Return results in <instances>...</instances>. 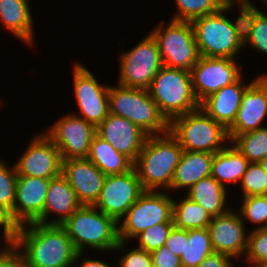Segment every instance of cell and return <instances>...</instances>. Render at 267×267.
<instances>
[{
  "label": "cell",
  "mask_w": 267,
  "mask_h": 267,
  "mask_svg": "<svg viewBox=\"0 0 267 267\" xmlns=\"http://www.w3.org/2000/svg\"><path fill=\"white\" fill-rule=\"evenodd\" d=\"M218 12L191 21L200 56L237 59L244 48L237 39L230 18Z\"/></svg>",
  "instance_id": "obj_8"
},
{
  "label": "cell",
  "mask_w": 267,
  "mask_h": 267,
  "mask_svg": "<svg viewBox=\"0 0 267 267\" xmlns=\"http://www.w3.org/2000/svg\"><path fill=\"white\" fill-rule=\"evenodd\" d=\"M62 174L82 205H93L96 202L106 177L87 158L62 160Z\"/></svg>",
  "instance_id": "obj_20"
},
{
  "label": "cell",
  "mask_w": 267,
  "mask_h": 267,
  "mask_svg": "<svg viewBox=\"0 0 267 267\" xmlns=\"http://www.w3.org/2000/svg\"><path fill=\"white\" fill-rule=\"evenodd\" d=\"M235 260L230 256L213 252L207 256L198 267H236Z\"/></svg>",
  "instance_id": "obj_44"
},
{
  "label": "cell",
  "mask_w": 267,
  "mask_h": 267,
  "mask_svg": "<svg viewBox=\"0 0 267 267\" xmlns=\"http://www.w3.org/2000/svg\"><path fill=\"white\" fill-rule=\"evenodd\" d=\"M129 242L119 241L113 252H119L118 267H153L151 253L137 247L128 248ZM130 250H128V249Z\"/></svg>",
  "instance_id": "obj_38"
},
{
  "label": "cell",
  "mask_w": 267,
  "mask_h": 267,
  "mask_svg": "<svg viewBox=\"0 0 267 267\" xmlns=\"http://www.w3.org/2000/svg\"><path fill=\"white\" fill-rule=\"evenodd\" d=\"M251 1L252 0H225L223 4V9L227 14L230 10L233 11L235 8L238 9V16L236 19H231V22L235 30L236 37L242 45L247 42L254 28L256 19L262 11H264L259 10L260 8L256 7Z\"/></svg>",
  "instance_id": "obj_30"
},
{
  "label": "cell",
  "mask_w": 267,
  "mask_h": 267,
  "mask_svg": "<svg viewBox=\"0 0 267 267\" xmlns=\"http://www.w3.org/2000/svg\"><path fill=\"white\" fill-rule=\"evenodd\" d=\"M228 192V189L210 175L199 180L184 195L215 217L224 215L231 209L227 203Z\"/></svg>",
  "instance_id": "obj_26"
},
{
  "label": "cell",
  "mask_w": 267,
  "mask_h": 267,
  "mask_svg": "<svg viewBox=\"0 0 267 267\" xmlns=\"http://www.w3.org/2000/svg\"><path fill=\"white\" fill-rule=\"evenodd\" d=\"M182 153L183 148L169 131L148 135L133 165L144 190L170 192Z\"/></svg>",
  "instance_id": "obj_2"
},
{
  "label": "cell",
  "mask_w": 267,
  "mask_h": 267,
  "mask_svg": "<svg viewBox=\"0 0 267 267\" xmlns=\"http://www.w3.org/2000/svg\"><path fill=\"white\" fill-rule=\"evenodd\" d=\"M241 205L237 209L241 220L246 223H253L254 229H267V195H253L241 198ZM246 220V221H245Z\"/></svg>",
  "instance_id": "obj_33"
},
{
  "label": "cell",
  "mask_w": 267,
  "mask_h": 267,
  "mask_svg": "<svg viewBox=\"0 0 267 267\" xmlns=\"http://www.w3.org/2000/svg\"><path fill=\"white\" fill-rule=\"evenodd\" d=\"M172 218L175 227L191 230L208 228L213 217L201 205L184 195L179 200L173 197Z\"/></svg>",
  "instance_id": "obj_28"
},
{
  "label": "cell",
  "mask_w": 267,
  "mask_h": 267,
  "mask_svg": "<svg viewBox=\"0 0 267 267\" xmlns=\"http://www.w3.org/2000/svg\"><path fill=\"white\" fill-rule=\"evenodd\" d=\"M148 91L169 122L174 117L200 108L193 92L191 72L188 70L163 65Z\"/></svg>",
  "instance_id": "obj_6"
},
{
  "label": "cell",
  "mask_w": 267,
  "mask_h": 267,
  "mask_svg": "<svg viewBox=\"0 0 267 267\" xmlns=\"http://www.w3.org/2000/svg\"><path fill=\"white\" fill-rule=\"evenodd\" d=\"M87 159L106 176L127 173L134 165L129 158L114 149L97 133L92 139Z\"/></svg>",
  "instance_id": "obj_27"
},
{
  "label": "cell",
  "mask_w": 267,
  "mask_h": 267,
  "mask_svg": "<svg viewBox=\"0 0 267 267\" xmlns=\"http://www.w3.org/2000/svg\"><path fill=\"white\" fill-rule=\"evenodd\" d=\"M260 267H267V262L265 264H263L262 266H260Z\"/></svg>",
  "instance_id": "obj_49"
},
{
  "label": "cell",
  "mask_w": 267,
  "mask_h": 267,
  "mask_svg": "<svg viewBox=\"0 0 267 267\" xmlns=\"http://www.w3.org/2000/svg\"><path fill=\"white\" fill-rule=\"evenodd\" d=\"M213 252L208 228L185 230V247L180 257L182 267H198Z\"/></svg>",
  "instance_id": "obj_29"
},
{
  "label": "cell",
  "mask_w": 267,
  "mask_h": 267,
  "mask_svg": "<svg viewBox=\"0 0 267 267\" xmlns=\"http://www.w3.org/2000/svg\"><path fill=\"white\" fill-rule=\"evenodd\" d=\"M96 133L133 163L137 160L148 137L138 125L111 113L96 128Z\"/></svg>",
  "instance_id": "obj_17"
},
{
  "label": "cell",
  "mask_w": 267,
  "mask_h": 267,
  "mask_svg": "<svg viewBox=\"0 0 267 267\" xmlns=\"http://www.w3.org/2000/svg\"><path fill=\"white\" fill-rule=\"evenodd\" d=\"M173 227L174 223H159L154 225L136 235L132 239L134 242L131 241V244L135 243L138 245L135 247L151 253L164 246Z\"/></svg>",
  "instance_id": "obj_35"
},
{
  "label": "cell",
  "mask_w": 267,
  "mask_h": 267,
  "mask_svg": "<svg viewBox=\"0 0 267 267\" xmlns=\"http://www.w3.org/2000/svg\"><path fill=\"white\" fill-rule=\"evenodd\" d=\"M22 155L14 163L18 176L52 179L62 173V158L53 141L41 131L29 140Z\"/></svg>",
  "instance_id": "obj_15"
},
{
  "label": "cell",
  "mask_w": 267,
  "mask_h": 267,
  "mask_svg": "<svg viewBox=\"0 0 267 267\" xmlns=\"http://www.w3.org/2000/svg\"><path fill=\"white\" fill-rule=\"evenodd\" d=\"M259 74L245 83L244 75L236 82L225 86L217 92L211 94L200 103V108L216 122L228 129L235 121L245 90L260 76Z\"/></svg>",
  "instance_id": "obj_21"
},
{
  "label": "cell",
  "mask_w": 267,
  "mask_h": 267,
  "mask_svg": "<svg viewBox=\"0 0 267 267\" xmlns=\"http://www.w3.org/2000/svg\"><path fill=\"white\" fill-rule=\"evenodd\" d=\"M81 206L82 203L78 200L75 191L61 173L50 179L44 211L36 223L62 225ZM52 215L53 218H51Z\"/></svg>",
  "instance_id": "obj_22"
},
{
  "label": "cell",
  "mask_w": 267,
  "mask_h": 267,
  "mask_svg": "<svg viewBox=\"0 0 267 267\" xmlns=\"http://www.w3.org/2000/svg\"><path fill=\"white\" fill-rule=\"evenodd\" d=\"M259 2H261V4L263 3L264 6H267V0H258ZM267 8V7H266Z\"/></svg>",
  "instance_id": "obj_47"
},
{
  "label": "cell",
  "mask_w": 267,
  "mask_h": 267,
  "mask_svg": "<svg viewBox=\"0 0 267 267\" xmlns=\"http://www.w3.org/2000/svg\"><path fill=\"white\" fill-rule=\"evenodd\" d=\"M17 176L15 165L0 158V205L11 212L13 219Z\"/></svg>",
  "instance_id": "obj_36"
},
{
  "label": "cell",
  "mask_w": 267,
  "mask_h": 267,
  "mask_svg": "<svg viewBox=\"0 0 267 267\" xmlns=\"http://www.w3.org/2000/svg\"><path fill=\"white\" fill-rule=\"evenodd\" d=\"M50 179L17 176L14 221L19 225L36 222L43 214Z\"/></svg>",
  "instance_id": "obj_19"
},
{
  "label": "cell",
  "mask_w": 267,
  "mask_h": 267,
  "mask_svg": "<svg viewBox=\"0 0 267 267\" xmlns=\"http://www.w3.org/2000/svg\"><path fill=\"white\" fill-rule=\"evenodd\" d=\"M2 241H3V240L0 239V246H2V247H0V250L3 248V246H5V244H3V245L1 244Z\"/></svg>",
  "instance_id": "obj_48"
},
{
  "label": "cell",
  "mask_w": 267,
  "mask_h": 267,
  "mask_svg": "<svg viewBox=\"0 0 267 267\" xmlns=\"http://www.w3.org/2000/svg\"><path fill=\"white\" fill-rule=\"evenodd\" d=\"M14 245L22 254L25 267H73L78 253L61 225H21Z\"/></svg>",
  "instance_id": "obj_1"
},
{
  "label": "cell",
  "mask_w": 267,
  "mask_h": 267,
  "mask_svg": "<svg viewBox=\"0 0 267 267\" xmlns=\"http://www.w3.org/2000/svg\"><path fill=\"white\" fill-rule=\"evenodd\" d=\"M144 192L133 167L127 173L106 176L100 195L93 206L119 223Z\"/></svg>",
  "instance_id": "obj_12"
},
{
  "label": "cell",
  "mask_w": 267,
  "mask_h": 267,
  "mask_svg": "<svg viewBox=\"0 0 267 267\" xmlns=\"http://www.w3.org/2000/svg\"><path fill=\"white\" fill-rule=\"evenodd\" d=\"M249 266L260 267L267 262V229L249 231L246 254L243 258Z\"/></svg>",
  "instance_id": "obj_37"
},
{
  "label": "cell",
  "mask_w": 267,
  "mask_h": 267,
  "mask_svg": "<svg viewBox=\"0 0 267 267\" xmlns=\"http://www.w3.org/2000/svg\"><path fill=\"white\" fill-rule=\"evenodd\" d=\"M0 267H25L23 256L14 244H5L0 250Z\"/></svg>",
  "instance_id": "obj_42"
},
{
  "label": "cell",
  "mask_w": 267,
  "mask_h": 267,
  "mask_svg": "<svg viewBox=\"0 0 267 267\" xmlns=\"http://www.w3.org/2000/svg\"><path fill=\"white\" fill-rule=\"evenodd\" d=\"M163 21L149 31L157 42L163 65L191 71L200 58L191 22Z\"/></svg>",
  "instance_id": "obj_7"
},
{
  "label": "cell",
  "mask_w": 267,
  "mask_h": 267,
  "mask_svg": "<svg viewBox=\"0 0 267 267\" xmlns=\"http://www.w3.org/2000/svg\"><path fill=\"white\" fill-rule=\"evenodd\" d=\"M248 159L239 152L231 142L214 154L211 176L224 188L238 185L246 172Z\"/></svg>",
  "instance_id": "obj_25"
},
{
  "label": "cell",
  "mask_w": 267,
  "mask_h": 267,
  "mask_svg": "<svg viewBox=\"0 0 267 267\" xmlns=\"http://www.w3.org/2000/svg\"><path fill=\"white\" fill-rule=\"evenodd\" d=\"M176 10L172 20L191 22L196 18L211 15L223 8L225 0H173Z\"/></svg>",
  "instance_id": "obj_32"
},
{
  "label": "cell",
  "mask_w": 267,
  "mask_h": 267,
  "mask_svg": "<svg viewBox=\"0 0 267 267\" xmlns=\"http://www.w3.org/2000/svg\"><path fill=\"white\" fill-rule=\"evenodd\" d=\"M151 257L153 267H182L180 257L165 246L151 252Z\"/></svg>",
  "instance_id": "obj_41"
},
{
  "label": "cell",
  "mask_w": 267,
  "mask_h": 267,
  "mask_svg": "<svg viewBox=\"0 0 267 267\" xmlns=\"http://www.w3.org/2000/svg\"><path fill=\"white\" fill-rule=\"evenodd\" d=\"M18 229L19 225L12 218L11 212L0 205V239H3V244H14Z\"/></svg>",
  "instance_id": "obj_40"
},
{
  "label": "cell",
  "mask_w": 267,
  "mask_h": 267,
  "mask_svg": "<svg viewBox=\"0 0 267 267\" xmlns=\"http://www.w3.org/2000/svg\"><path fill=\"white\" fill-rule=\"evenodd\" d=\"M31 9L30 0H0L1 29L4 27V31H8L30 48L36 44V24Z\"/></svg>",
  "instance_id": "obj_23"
},
{
  "label": "cell",
  "mask_w": 267,
  "mask_h": 267,
  "mask_svg": "<svg viewBox=\"0 0 267 267\" xmlns=\"http://www.w3.org/2000/svg\"><path fill=\"white\" fill-rule=\"evenodd\" d=\"M164 246L169 248V250L176 256L181 257L185 247V229H180L174 226L167 237Z\"/></svg>",
  "instance_id": "obj_43"
},
{
  "label": "cell",
  "mask_w": 267,
  "mask_h": 267,
  "mask_svg": "<svg viewBox=\"0 0 267 267\" xmlns=\"http://www.w3.org/2000/svg\"><path fill=\"white\" fill-rule=\"evenodd\" d=\"M86 254V252L77 253L75 260L73 262V267L79 263V260L81 261L79 267H114L113 265L110 266L109 263H106V259L102 261V259H98L97 256L94 258H85L83 255ZM84 258V259H83Z\"/></svg>",
  "instance_id": "obj_45"
},
{
  "label": "cell",
  "mask_w": 267,
  "mask_h": 267,
  "mask_svg": "<svg viewBox=\"0 0 267 267\" xmlns=\"http://www.w3.org/2000/svg\"><path fill=\"white\" fill-rule=\"evenodd\" d=\"M169 132L178 140L183 151L215 154L230 143L228 130L201 108L174 117L169 122Z\"/></svg>",
  "instance_id": "obj_5"
},
{
  "label": "cell",
  "mask_w": 267,
  "mask_h": 267,
  "mask_svg": "<svg viewBox=\"0 0 267 267\" xmlns=\"http://www.w3.org/2000/svg\"><path fill=\"white\" fill-rule=\"evenodd\" d=\"M120 59V60H119ZM117 85L148 90L163 66L156 40L147 33L136 46L119 54Z\"/></svg>",
  "instance_id": "obj_10"
},
{
  "label": "cell",
  "mask_w": 267,
  "mask_h": 267,
  "mask_svg": "<svg viewBox=\"0 0 267 267\" xmlns=\"http://www.w3.org/2000/svg\"><path fill=\"white\" fill-rule=\"evenodd\" d=\"M241 197L267 195V173L259 163H249L239 183Z\"/></svg>",
  "instance_id": "obj_34"
},
{
  "label": "cell",
  "mask_w": 267,
  "mask_h": 267,
  "mask_svg": "<svg viewBox=\"0 0 267 267\" xmlns=\"http://www.w3.org/2000/svg\"><path fill=\"white\" fill-rule=\"evenodd\" d=\"M173 196L167 191H145L119 221V240L131 241L159 223L173 222Z\"/></svg>",
  "instance_id": "obj_9"
},
{
  "label": "cell",
  "mask_w": 267,
  "mask_h": 267,
  "mask_svg": "<svg viewBox=\"0 0 267 267\" xmlns=\"http://www.w3.org/2000/svg\"><path fill=\"white\" fill-rule=\"evenodd\" d=\"M244 65L237 59L200 56L191 72L192 88L199 103L221 88L236 82Z\"/></svg>",
  "instance_id": "obj_14"
},
{
  "label": "cell",
  "mask_w": 267,
  "mask_h": 267,
  "mask_svg": "<svg viewBox=\"0 0 267 267\" xmlns=\"http://www.w3.org/2000/svg\"><path fill=\"white\" fill-rule=\"evenodd\" d=\"M266 117L267 75H260L245 90L235 121L227 129L228 134H244L267 126Z\"/></svg>",
  "instance_id": "obj_18"
},
{
  "label": "cell",
  "mask_w": 267,
  "mask_h": 267,
  "mask_svg": "<svg viewBox=\"0 0 267 267\" xmlns=\"http://www.w3.org/2000/svg\"><path fill=\"white\" fill-rule=\"evenodd\" d=\"M78 253L113 252L119 243L118 222L93 205H82L61 225ZM86 247L88 249H86Z\"/></svg>",
  "instance_id": "obj_3"
},
{
  "label": "cell",
  "mask_w": 267,
  "mask_h": 267,
  "mask_svg": "<svg viewBox=\"0 0 267 267\" xmlns=\"http://www.w3.org/2000/svg\"><path fill=\"white\" fill-rule=\"evenodd\" d=\"M231 144L249 162L259 163L267 157V126L244 134H228Z\"/></svg>",
  "instance_id": "obj_31"
},
{
  "label": "cell",
  "mask_w": 267,
  "mask_h": 267,
  "mask_svg": "<svg viewBox=\"0 0 267 267\" xmlns=\"http://www.w3.org/2000/svg\"><path fill=\"white\" fill-rule=\"evenodd\" d=\"M72 67V89L79 112L71 113L85 119L97 128L109 114L110 85L97 80L94 73L81 62H75Z\"/></svg>",
  "instance_id": "obj_11"
},
{
  "label": "cell",
  "mask_w": 267,
  "mask_h": 267,
  "mask_svg": "<svg viewBox=\"0 0 267 267\" xmlns=\"http://www.w3.org/2000/svg\"><path fill=\"white\" fill-rule=\"evenodd\" d=\"M214 154L208 152L183 151L174 172L170 193L188 191L202 178L211 175Z\"/></svg>",
  "instance_id": "obj_24"
},
{
  "label": "cell",
  "mask_w": 267,
  "mask_h": 267,
  "mask_svg": "<svg viewBox=\"0 0 267 267\" xmlns=\"http://www.w3.org/2000/svg\"><path fill=\"white\" fill-rule=\"evenodd\" d=\"M259 164L262 166L263 170L267 173V157L263 158Z\"/></svg>",
  "instance_id": "obj_46"
},
{
  "label": "cell",
  "mask_w": 267,
  "mask_h": 267,
  "mask_svg": "<svg viewBox=\"0 0 267 267\" xmlns=\"http://www.w3.org/2000/svg\"><path fill=\"white\" fill-rule=\"evenodd\" d=\"M108 106L109 113L128 119L148 135L169 131V121L146 89L110 85Z\"/></svg>",
  "instance_id": "obj_4"
},
{
  "label": "cell",
  "mask_w": 267,
  "mask_h": 267,
  "mask_svg": "<svg viewBox=\"0 0 267 267\" xmlns=\"http://www.w3.org/2000/svg\"><path fill=\"white\" fill-rule=\"evenodd\" d=\"M232 209L224 215L213 217L208 230L213 251L228 255L236 262L246 254L250 228H246L239 213Z\"/></svg>",
  "instance_id": "obj_16"
},
{
  "label": "cell",
  "mask_w": 267,
  "mask_h": 267,
  "mask_svg": "<svg viewBox=\"0 0 267 267\" xmlns=\"http://www.w3.org/2000/svg\"><path fill=\"white\" fill-rule=\"evenodd\" d=\"M59 149L62 160L87 158L96 127L73 113L62 115L44 132Z\"/></svg>",
  "instance_id": "obj_13"
},
{
  "label": "cell",
  "mask_w": 267,
  "mask_h": 267,
  "mask_svg": "<svg viewBox=\"0 0 267 267\" xmlns=\"http://www.w3.org/2000/svg\"><path fill=\"white\" fill-rule=\"evenodd\" d=\"M250 47V50H256L261 52L263 55H267V14L262 12L256 19L254 28L248 38L247 42L243 45L245 50L246 47Z\"/></svg>",
  "instance_id": "obj_39"
}]
</instances>
